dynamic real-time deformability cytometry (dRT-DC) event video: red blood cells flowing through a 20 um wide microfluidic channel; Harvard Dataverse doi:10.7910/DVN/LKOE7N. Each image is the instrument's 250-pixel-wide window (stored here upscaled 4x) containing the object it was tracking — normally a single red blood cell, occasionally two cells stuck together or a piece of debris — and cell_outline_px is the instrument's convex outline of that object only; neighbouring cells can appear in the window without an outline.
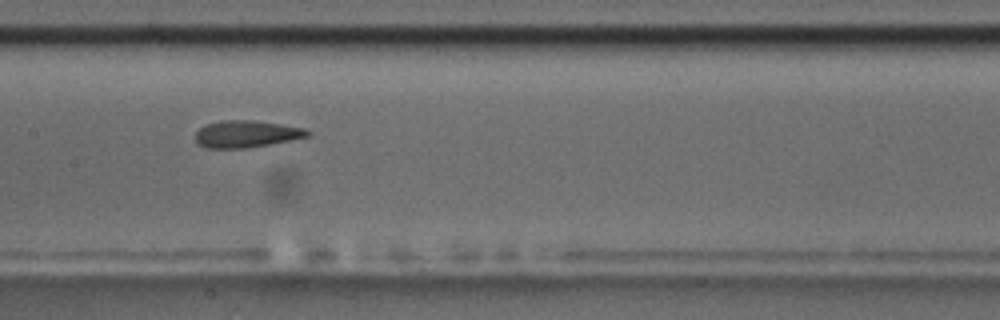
{"species": "common noctule bat (a hibernating species)", "species_latin": "Nyctalus noctula", "temperature_condition": "room temperature", "stored_images_in_passage": 14, "camera_frame_rate_fps": 3000, "um_per_image_px": 0.085, "animal": {"sex": "male", "body_mass_g": 17.5, "forearm_length_mm": 52.3}, "frame": {"image": 1, "passage_image": 7, "time_ms": 7.667, "image_size_px": [1000, 320], "cell_outline_px": [[312, 132], [308, 136], [248, 148], [208, 148], [196, 144], [196, 132], [200, 128], [208, 124], [220, 120], [252, 120], [280, 124], [304, 128]], "centroid_in_image_um": [20.91, 11.39], "position_along_channel_um": 186.5, "area_um2": 17.46}}